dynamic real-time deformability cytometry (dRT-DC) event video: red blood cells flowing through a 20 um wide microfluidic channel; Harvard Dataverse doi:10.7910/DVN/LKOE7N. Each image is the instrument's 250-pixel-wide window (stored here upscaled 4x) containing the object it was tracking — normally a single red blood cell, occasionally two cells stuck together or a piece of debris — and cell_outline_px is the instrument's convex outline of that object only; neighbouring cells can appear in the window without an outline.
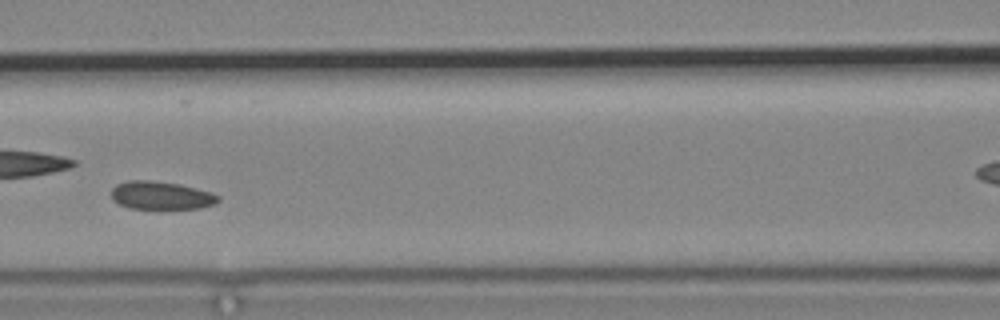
{"species": "common noctule bat (a hibernating species)", "species_latin": "Nyctalus noctula", "temperature_condition": "cold", "stored_images_in_passage": 12, "camera_frame_rate_fps": 3000, "um_per_image_px": 0.085, "animal": {"sex": "male", "body_mass_g": 19.2, "forearm_length_mm": 51.8}, "frame": {"image": 1, "passage_image": 4, "time_ms": 3.667, "image_size_px": [1000, 320], "cell_outline_px": [[220, 200], [216, 204], [200, 208], [128, 208], [112, 200], [112, 188], [116, 184], [128, 180], [148, 180], [180, 184], [212, 192], [220, 196]], "centroid_in_image_um": [13.71, 16.6], "position_along_channel_um": 152.9, "area_um2": 17.51}}